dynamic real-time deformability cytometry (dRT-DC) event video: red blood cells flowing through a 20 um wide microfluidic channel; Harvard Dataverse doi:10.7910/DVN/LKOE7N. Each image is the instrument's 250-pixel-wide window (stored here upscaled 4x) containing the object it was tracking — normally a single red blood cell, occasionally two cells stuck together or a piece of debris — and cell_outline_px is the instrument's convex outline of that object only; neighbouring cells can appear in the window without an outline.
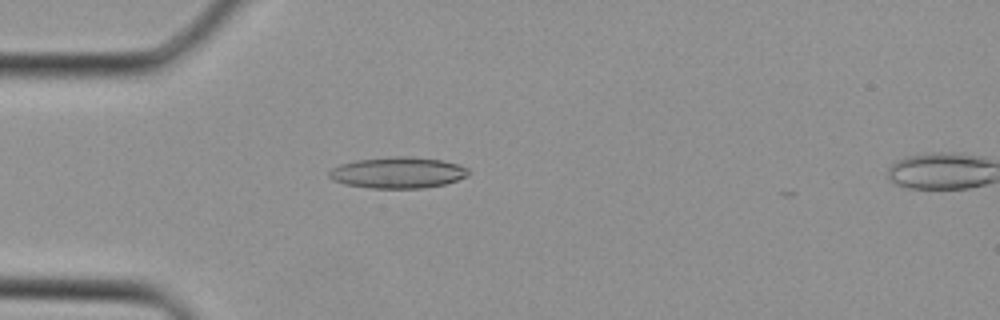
{"species": "Egyptian fruit bat (a non-hibernating species)", "species_latin": "Rousettus aegyptiacus", "temperature_condition": "cold", "stored_images_in_passage": 31, "camera_frame_rate_fps": 3000, "um_per_image_px": 0.085, "animal": {"sex": "female"}, "frame": {"image": 1, "passage_image": 8, "time_ms": 2.333, "image_size_px": [1000, 320], "cell_outline_px": [[468, 176], [444, 184], [424, 188], [372, 188], [344, 184], [332, 180], [328, 176], [328, 172], [332, 168], [340, 164], [356, 160], [392, 156], [412, 156], [440, 160], [456, 164], [468, 168]], "centroid_in_image_um": [33.78, 14.67], "position_along_channel_um": 51.2, "area_um2": 25.32}}
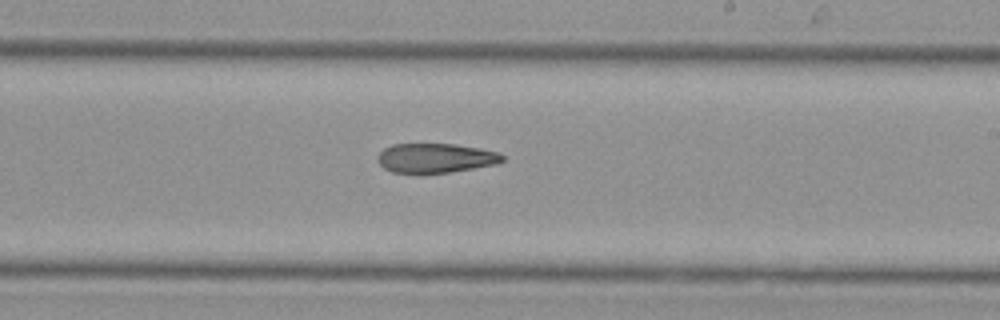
{"frame": {"image": 2, "passage_image": 19, "time_ms": 6.0, "image_size_px": [1000, 320], "cell_outline_px": [[504, 160], [496, 164], [448, 172], [392, 172], [384, 168], [376, 160], [376, 156], [384, 148], [392, 144], [456, 144], [480, 148], [500, 152], [504, 156]], "centroid_in_image_um": [37.02, 13.41], "position_along_channel_um": 252.0, "area_um2": 21.27}}
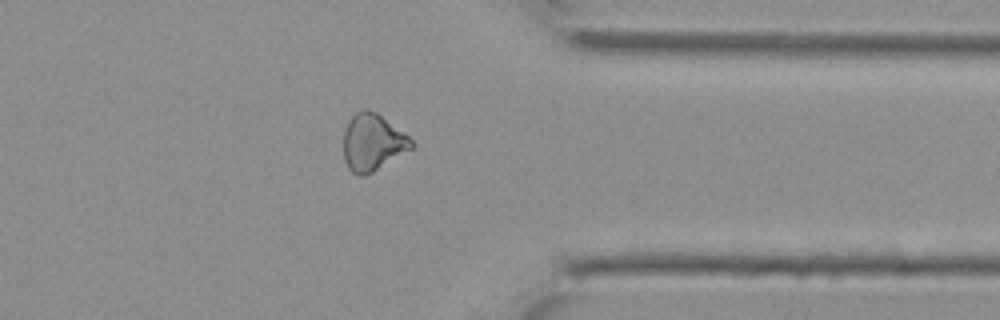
{"frame": {"image": 3, "passage_image": 26, "time_ms": 8.333, "image_size_px": [1000, 320], "cell_outline_px": [[412, 148], [372, 172], [360, 176], [356, 176], [348, 168], [344, 160], [344, 132], [348, 120], [356, 112], [364, 108], [368, 108], [376, 112], [408, 136], [412, 140]], "centroid_in_image_um": [31.63, 12.09], "position_along_channel_um": 379.8, "area_um2": 22.25}}